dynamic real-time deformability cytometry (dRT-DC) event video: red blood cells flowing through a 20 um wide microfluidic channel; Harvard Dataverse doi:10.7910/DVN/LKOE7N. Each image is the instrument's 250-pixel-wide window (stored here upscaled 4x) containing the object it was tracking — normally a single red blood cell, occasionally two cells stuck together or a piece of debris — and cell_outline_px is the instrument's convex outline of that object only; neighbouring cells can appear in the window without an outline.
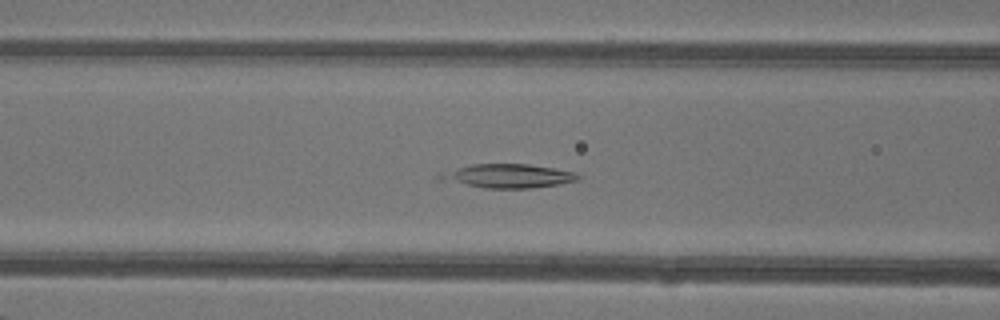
{"species": "common noctule bat (a hibernating species)", "species_latin": "Nyctalus noctula", "temperature_condition": "warm", "stored_images_in_passage": 19, "camera_frame_rate_fps": 3000, "um_per_image_px": 0.085, "animal": {"sex": "female"}, "frame": {"image": 1, "passage_image": 5, "time_ms": 1.333, "image_size_px": [1000, 320], "cell_outline_px": [[580, 180], [560, 184], [532, 188], [484, 188], [436, 180], [436, 176], [440, 172], [472, 164], [528, 164], [576, 172], [580, 176]], "centroid_in_image_um": [43.12, 14.96], "position_along_channel_um": 123.5, "area_um2": 19.42}}
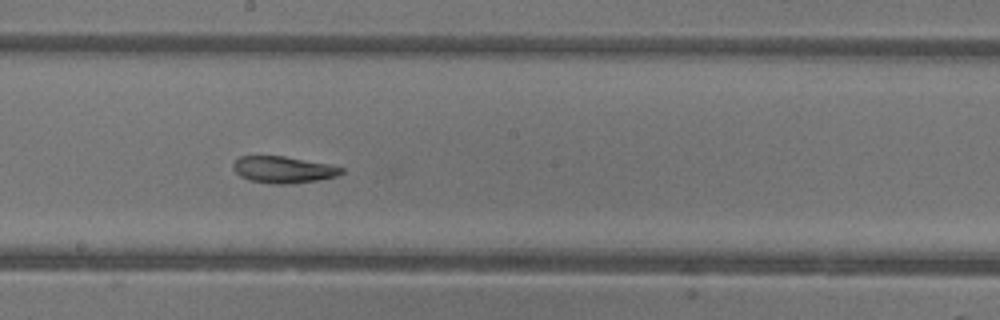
{"frame": {"image": 2, "passage_image": 12, "time_ms": 3.667, "image_size_px": [1000, 320], "cell_outline_px": [[344, 172], [336, 176], [320, 180], [288, 184], [272, 184], [252, 180], [240, 176], [232, 168], [232, 164], [240, 156], [284, 156], [328, 164], [344, 168]], "centroid_in_image_um": [24.09, 14.42], "position_along_channel_um": 224.1, "area_um2": 16.76}}
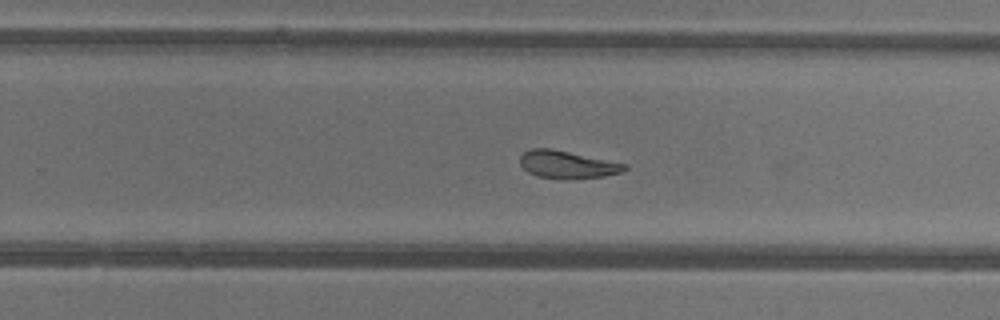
{"frame": {"image": 3, "passage_image": 16, "time_ms": 5.0, "image_size_px": [1000, 320], "cell_outline_px": [[628, 168], [620, 172], [604, 176], [536, 176], [528, 172], [520, 164], [520, 156], [524, 152], [532, 148], [552, 148], [628, 164]], "centroid_in_image_um": [48.21, 13.92], "position_along_channel_um": 281.6, "area_um2": 16.01}}